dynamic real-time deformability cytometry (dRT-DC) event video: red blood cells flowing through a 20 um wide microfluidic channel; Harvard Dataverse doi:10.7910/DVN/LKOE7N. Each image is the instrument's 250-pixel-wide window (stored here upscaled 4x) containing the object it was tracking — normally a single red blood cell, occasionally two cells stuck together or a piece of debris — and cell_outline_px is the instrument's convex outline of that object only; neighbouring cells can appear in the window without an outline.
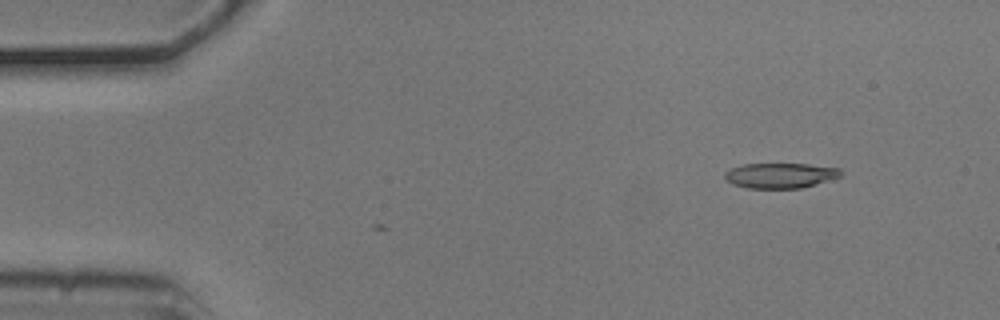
{"species": "common noctule bat (a hibernating species)", "species_latin": "Nyctalus noctula", "temperature_condition": "cold", "stored_images_in_passage": 4, "camera_frame_rate_fps": 3000, "um_per_image_px": 0.085, "animal": {"sex": "male", "body_mass_g": 20.5, "forearm_length_mm": 52.5}, "frame": {"image": 1, "passage_image": 1, "time_ms": 0.0, "image_size_px": [1000, 320], "cell_outline_px": [[840, 176], [828, 180], [800, 188], [748, 188], [732, 184], [724, 180], [724, 172], [732, 168], [744, 164], [808, 164], [840, 168]], "centroid_in_image_um": [66.26, 14.91], "position_along_channel_um": 18.7, "area_um2": 16.88}}